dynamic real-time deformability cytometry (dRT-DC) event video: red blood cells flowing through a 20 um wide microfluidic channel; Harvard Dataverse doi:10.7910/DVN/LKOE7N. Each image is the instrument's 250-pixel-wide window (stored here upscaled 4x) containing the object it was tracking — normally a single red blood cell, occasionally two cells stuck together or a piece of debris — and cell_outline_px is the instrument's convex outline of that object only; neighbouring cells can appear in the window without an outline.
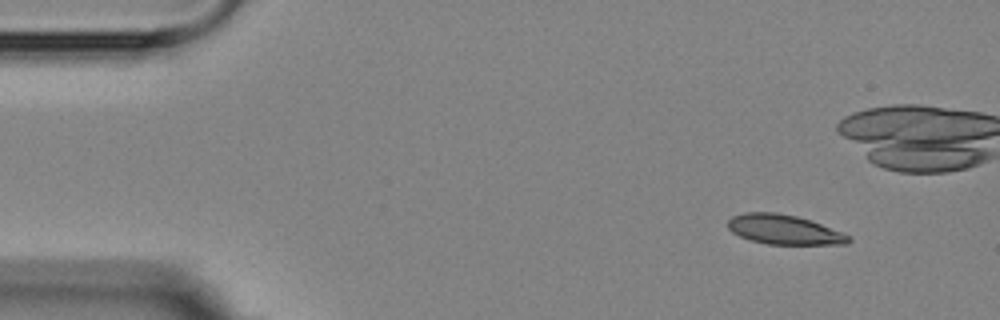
{"species": "Egyptian fruit bat (a non-hibernating species)", "species_latin": "Rousettus aegyptiacus", "temperature_condition": "room temperature", "stored_images_in_passage": 5, "camera_frame_rate_fps": 3000, "um_per_image_px": 0.085, "animal": {"sex": "female"}, "frame": {"image": 1, "passage_image": 1, "time_ms": 0.0, "image_size_px": [1000, 320], "cell_outline_px": [[852, 240], [848, 244], [768, 244], [752, 240], [740, 236], [732, 232], [728, 228], [728, 220], [732, 216], [744, 212], [776, 212], [796, 216], [844, 232], [852, 236]], "centroid_in_image_um": [66.67, 19.51], "position_along_channel_um": 18.3, "area_um2": 20.81}}